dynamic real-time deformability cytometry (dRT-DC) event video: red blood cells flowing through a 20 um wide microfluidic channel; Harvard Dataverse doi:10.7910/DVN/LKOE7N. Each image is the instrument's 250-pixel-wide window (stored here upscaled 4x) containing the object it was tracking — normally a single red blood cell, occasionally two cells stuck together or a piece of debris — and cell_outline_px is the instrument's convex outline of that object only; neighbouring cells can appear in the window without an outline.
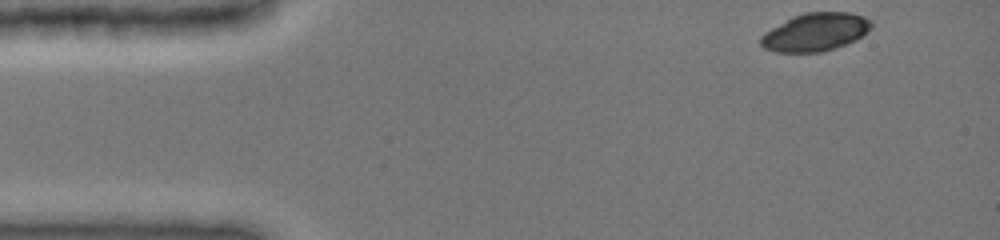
{"species": "common noctule bat (a hibernating species)", "species_latin": "Nyctalus noctula", "temperature_condition": "cold", "stored_images_in_passage": 42, "camera_frame_rate_fps": 3000, "um_per_image_px": 0.085, "animal": {"sex": "female", "body_mass_g": 19.0, "forearm_length_mm": 51.5}, "frame": {"image": 1, "passage_image": 1, "time_ms": 0.0, "image_size_px": [1000, 240], "cell_outline_px": [[872, 28], [856, 40], [820, 52], [776, 52], [764, 48], [760, 44], [760, 36], [764, 32], [792, 16], [804, 12], [848, 12], [864, 16], [872, 20]], "centroid_in_image_um": [69.3, 2.71], "position_along_channel_um": 15.7, "area_um2": 24.57}}
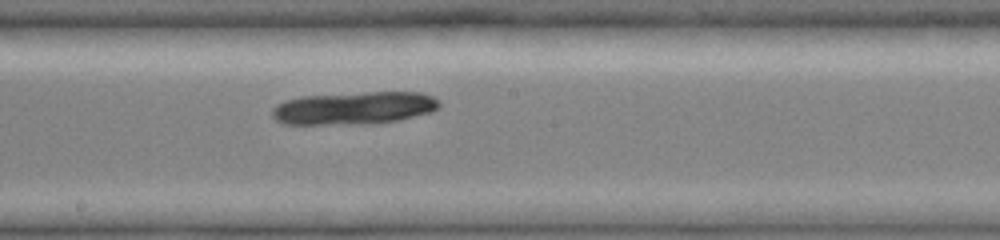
{"frame": {"image": 2, "passage_image": 23, "time_ms": 7.333, "image_size_px": [1000, 240], "cell_outline_px": [[440, 108], [432, 112], [400, 120], [372, 124], [284, 124], [276, 120], [272, 116], [272, 108], [276, 104], [284, 100], [300, 96], [368, 92], [420, 92], [432, 96], [440, 100]], "centroid_in_image_um": [30.11, 9.18], "position_along_channel_um": 218.1, "area_um2": 32.31}}
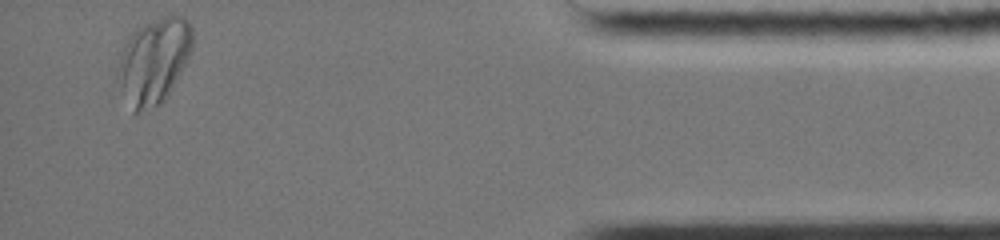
{"frame": {"image": 3, "passage_image": 42, "time_ms": 13.667, "image_size_px": [1000, 240], "cell_outline_px": [[192, 48], [172, 88], [164, 100], [160, 104], [140, 112], [132, 112], [116, 76], [116, 68], [124, 44], [128, 36], [136, 28], [152, 20], [164, 16], [184, 16], [188, 20], [192, 28]], "centroid_in_image_um": [13.05, 5.16], "position_along_channel_um": 422.1, "area_um2": 37.05}}